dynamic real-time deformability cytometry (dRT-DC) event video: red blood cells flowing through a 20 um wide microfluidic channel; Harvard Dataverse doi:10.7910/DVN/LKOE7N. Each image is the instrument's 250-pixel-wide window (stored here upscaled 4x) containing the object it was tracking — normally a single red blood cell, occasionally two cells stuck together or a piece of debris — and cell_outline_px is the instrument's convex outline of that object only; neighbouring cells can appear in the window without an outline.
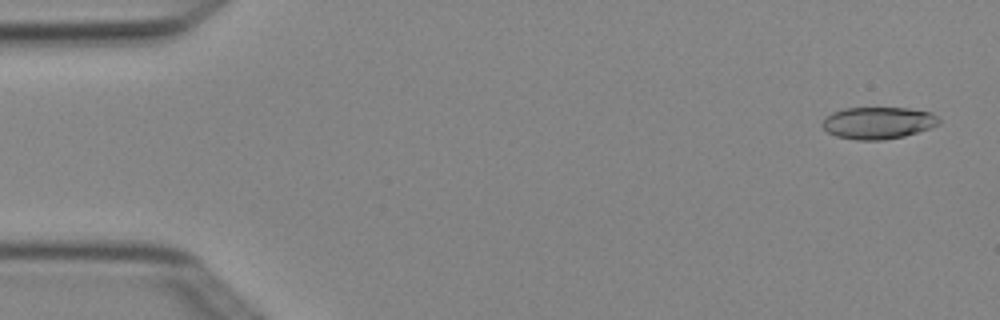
{"species": "Egyptian fruit bat (a non-hibernating species)", "species_latin": "Rousettus aegyptiacus", "temperature_condition": "cold", "stored_images_in_passage": 5, "segment_of_instrument_passage": [1, 2], "camera_frame_rate_fps": 3000, "um_per_image_px": 0.085, "animal": {"sex": "female"}, "frame": {"image": 1, "passage_image": 1, "time_ms": 0.0, "image_size_px": [1000, 320], "cell_outline_px": [[940, 124], [904, 136], [884, 140], [856, 140], [836, 136], [828, 132], [820, 124], [824, 116], [832, 112], [844, 108], [908, 108], [932, 112], [940, 120]], "centroid_in_image_um": [74.6, 10.44], "position_along_channel_um": 10.4, "area_um2": 21.85}}
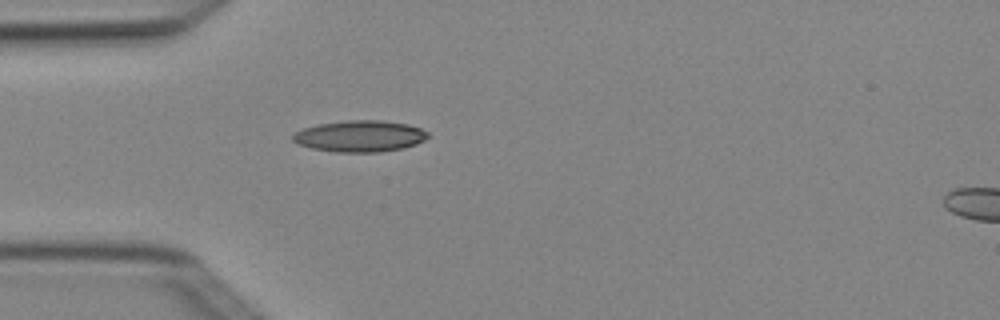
{"frame": {"image": 2, "passage_image": 4, "time_ms": 1.0, "image_size_px": [1000, 320], "cell_outline_px": [[428, 136], [424, 140], [416, 144], [404, 148], [380, 152], [336, 152], [312, 148], [296, 144], [292, 140], [292, 136], [296, 132], [304, 128], [320, 124], [348, 120], [380, 120], [408, 124], [420, 128], [428, 132]], "centroid_in_image_um": [30.6, 11.58], "position_along_channel_um": 54.4, "area_um2": 24.68}}